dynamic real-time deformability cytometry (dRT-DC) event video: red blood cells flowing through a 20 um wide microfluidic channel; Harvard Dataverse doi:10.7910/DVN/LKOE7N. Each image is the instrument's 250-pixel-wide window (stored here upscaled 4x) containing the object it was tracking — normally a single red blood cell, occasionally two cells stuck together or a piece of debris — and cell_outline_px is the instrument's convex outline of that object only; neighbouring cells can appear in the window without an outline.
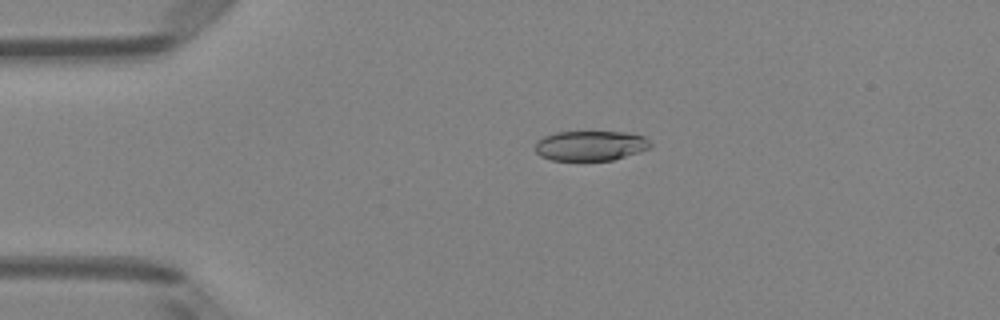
{"species": "Egyptian fruit bat (a non-hibernating species)", "species_latin": "Rousettus aegyptiacus", "temperature_condition": "room temperature", "stored_images_in_passage": 50, "camera_frame_rate_fps": 3000, "um_per_image_px": 0.085, "animal": {"sex": "female"}, "frame": {"image": 1, "passage_image": 11, "time_ms": 3.333, "image_size_px": [1000, 320], "cell_outline_px": [[652, 144], [648, 148], [640, 152], [612, 160], [552, 160], [540, 156], [532, 148], [536, 140], [544, 136], [556, 132], [628, 132], [644, 136]], "centroid_in_image_um": [50.15, 12.38], "position_along_channel_um": 34.9, "area_um2": 20.29}}
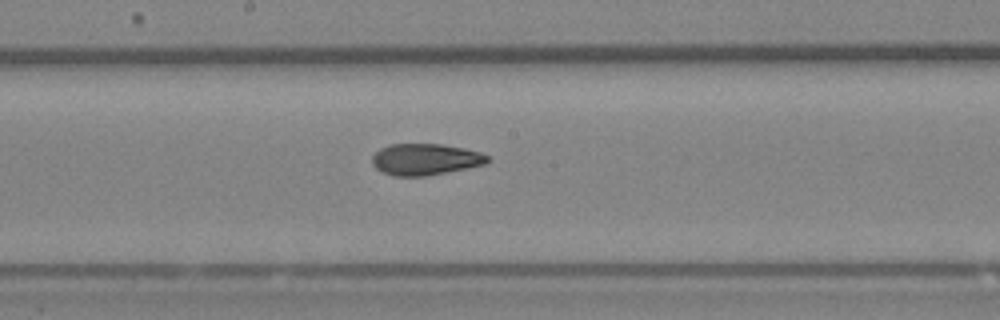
{"frame": {"image": 2, "passage_image": 27, "time_ms": 8.667, "image_size_px": [1000, 320], "cell_outline_px": [[488, 164], [468, 168], [424, 176], [392, 176], [376, 168], [372, 164], [372, 156], [380, 148], [388, 144], [440, 144], [464, 148], [480, 152], [488, 156]], "centroid_in_image_um": [36.15, 13.54], "position_along_channel_um": 212.1, "area_um2": 21.15}}
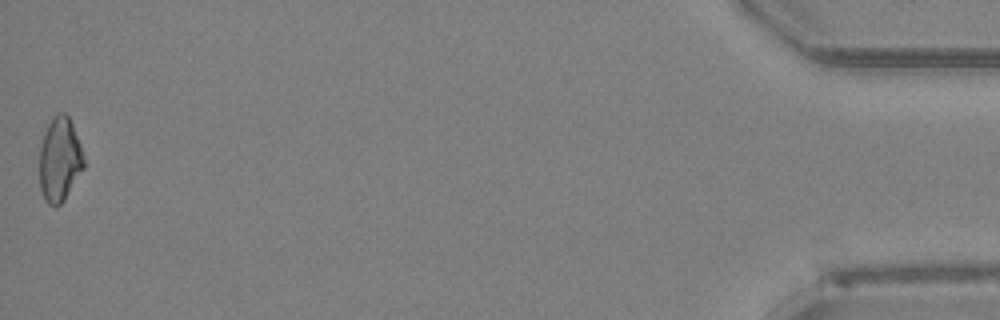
{"frame": {"image": 3, "passage_image": 50, "time_ms": 16.333, "image_size_px": [1000, 320], "cell_outline_px": [[84, 168], [64, 200], [60, 204], [48, 204], [44, 200], [40, 188], [40, 148], [44, 132], [52, 116], [60, 112], [64, 112], [68, 116], [72, 124], [80, 144], [84, 156]], "centroid_in_image_um": [5.07, 13.54], "position_along_channel_um": 430.1, "area_um2": 21.68}, "authors_computed_cell_mechanics": {"area_um2": 21.386, "velocity_mm_per_s": 4.0835, "shape_relaxation_time_tau1_ms": null, "shape_relaxation_time_tau2_ms": 2.602, "deformation_change_tau1": null, "deformation_change_tau2": 0.0862}}